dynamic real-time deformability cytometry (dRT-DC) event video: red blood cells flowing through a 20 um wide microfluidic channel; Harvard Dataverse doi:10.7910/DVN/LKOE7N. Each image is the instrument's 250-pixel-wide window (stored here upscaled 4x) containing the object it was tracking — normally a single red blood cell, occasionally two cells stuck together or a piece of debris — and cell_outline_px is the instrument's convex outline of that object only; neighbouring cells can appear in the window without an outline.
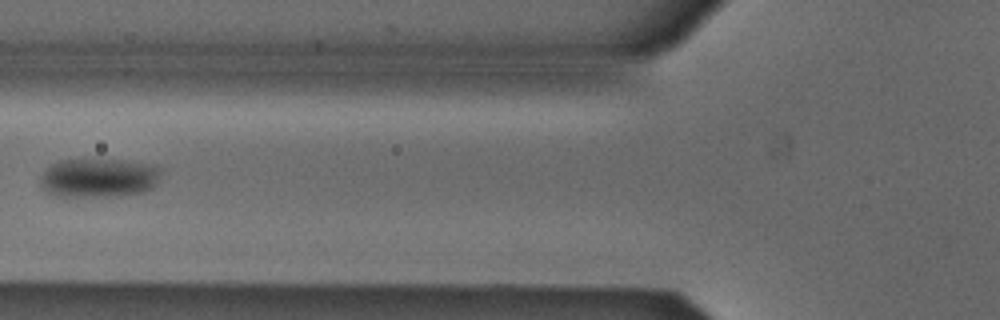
{"species": "Egyptian fruit bat (a non-hibernating species)", "species_latin": "Rousettus aegyptiacus", "temperature_condition": "cold", "stored_images_in_passage": 5, "camera_frame_rate_fps": 3000, "um_per_image_px": 0.085, "animal": {"sex": "male"}, "frame": {"image": 1, "passage_image": 5, "time_ms": 1.333, "image_size_px": [1000, 320], "cell_outline_px": [[164, 168], [156, 184], [152, 188], [144, 192], [120, 196], [56, 196], [48, 192], [40, 184], [40, 176], [52, 164], [60, 160], [120, 160], [156, 164]], "centroid_in_image_um": [8.47, 15.11], "position_along_channel_um": 117.3, "area_um2": 27.69}}